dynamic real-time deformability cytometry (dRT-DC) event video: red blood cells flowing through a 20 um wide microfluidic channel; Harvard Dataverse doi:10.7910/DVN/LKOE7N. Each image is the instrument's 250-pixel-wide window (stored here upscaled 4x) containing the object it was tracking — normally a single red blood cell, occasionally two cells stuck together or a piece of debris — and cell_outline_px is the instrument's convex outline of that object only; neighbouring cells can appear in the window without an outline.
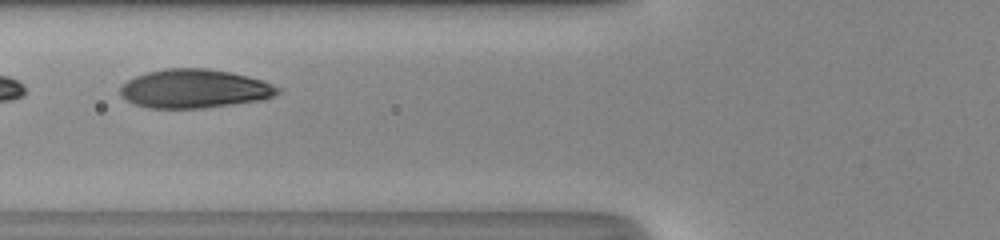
{"species": "human", "species_latin": "Homo sapiens", "temperature_condition": "room temperature", "stored_images_in_passage": 30, "camera_frame_rate_fps": 3000, "um_per_image_px": 0.085, "donor": {"sex": "male"}, "frame": {"image": 1, "passage_image": 10, "time_ms": 3.0, "image_size_px": [1000, 240], "cell_outline_px": [[280, 92], [276, 96], [260, 100], [204, 108], [148, 108], [136, 104], [128, 100], [120, 92], [120, 88], [128, 80], [136, 76], [148, 72], [164, 68], [208, 68], [232, 72], [248, 76], [272, 84], [280, 88]], "centroid_in_image_um": [16.56, 7.53], "position_along_channel_um": 109.2, "area_um2": 35.43}}
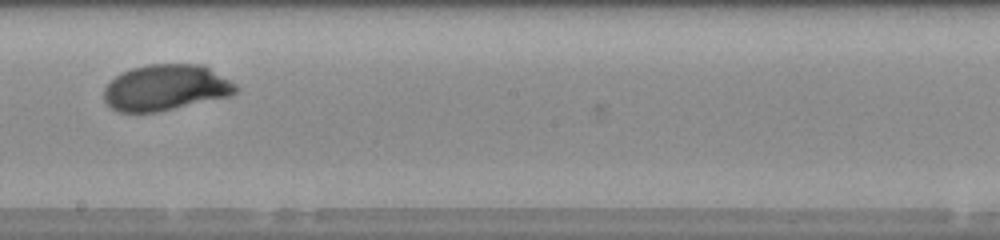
{"frame": {"image": 2, "passage_image": 19, "time_ms": 6.0, "image_size_px": [1000, 240], "cell_outline_px": [[240, 88], [236, 92], [228, 96], [160, 112], [120, 112], [112, 108], [104, 100], [104, 88], [116, 76], [132, 68], [148, 64], [204, 64], [236, 84]], "centroid_in_image_um": [14.11, 7.45], "position_along_channel_um": 234.1, "area_um2": 35.32}}
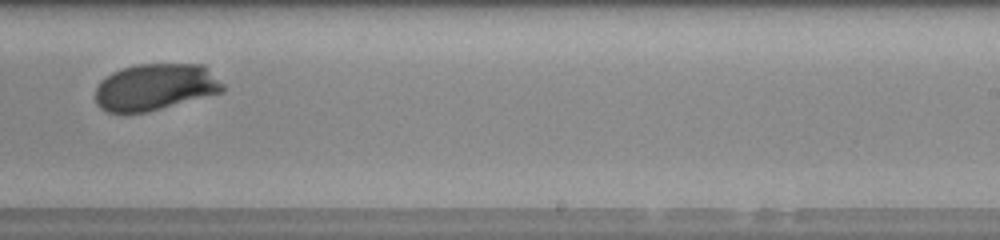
{"frame": {"image": 3, "passage_image": 22, "time_ms": 7.0, "image_size_px": [1000, 240], "cell_outline_px": [[224, 92], [148, 112], [108, 112], [100, 108], [96, 104], [96, 88], [100, 80], [112, 72], [120, 68], [136, 64], [204, 64], [224, 84]], "centroid_in_image_um": [13.21, 7.39], "position_along_channel_um": 275.8, "area_um2": 34.97}, "authors_computed_cell_mechanics": {"area_um2": 35.836, "velocity_mm_per_s": 4.1783, "shape_relaxation_time_tau1_ms": 2.1248, "shape_relaxation_time_tau2_ms": null, "deformation_change_tau1": 0.1302, "deformation_change_tau2": null}}